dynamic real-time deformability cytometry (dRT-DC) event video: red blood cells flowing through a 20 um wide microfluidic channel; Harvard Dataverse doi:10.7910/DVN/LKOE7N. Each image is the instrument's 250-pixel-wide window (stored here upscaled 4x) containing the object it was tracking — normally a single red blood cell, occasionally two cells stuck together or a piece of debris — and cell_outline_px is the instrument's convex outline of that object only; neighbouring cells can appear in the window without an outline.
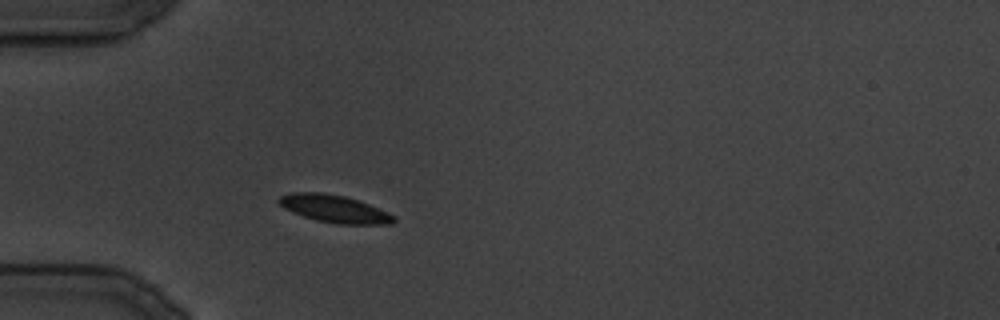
{"species": "common noctule bat (a hibernating species)", "species_latin": "Nyctalus noctula", "temperature_condition": "cold", "stored_images_in_passage": 14, "camera_frame_rate_fps": 3000, "um_per_image_px": 0.085, "animal": {"sex": "male", "body_mass_g": 19.5, "forearm_length_mm": 54.6}, "frame": {"image": 1, "passage_image": 5, "time_ms": 5.667, "image_size_px": [1000, 320], "cell_outline_px": [[396, 220], [392, 224], [336, 224], [316, 220], [292, 212], [284, 208], [276, 200], [280, 196], [292, 192], [324, 192], [344, 196], [368, 204], [388, 212], [396, 216]], "centroid_in_image_um": [28.42, 17.75], "position_along_channel_um": 56.6, "area_um2": 18.44}}
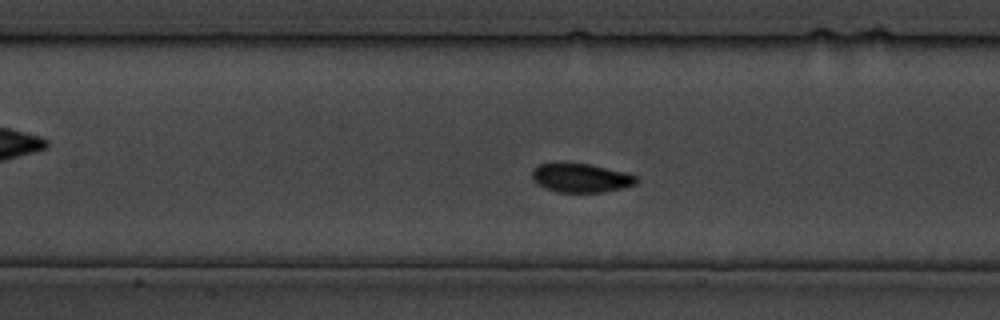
{"frame": {"image": 2, "passage_image": 11, "time_ms": 12.667, "image_size_px": [1000, 320], "cell_outline_px": [[640, 180], [636, 184], [620, 188], [600, 192], [560, 192], [544, 188], [532, 180], [532, 168], [536, 164], [556, 160], [568, 160], [592, 164], [628, 172], [636, 176]], "centroid_in_image_um": [49.31, 15.05], "position_along_channel_um": 158.1, "area_um2": 18.55}}
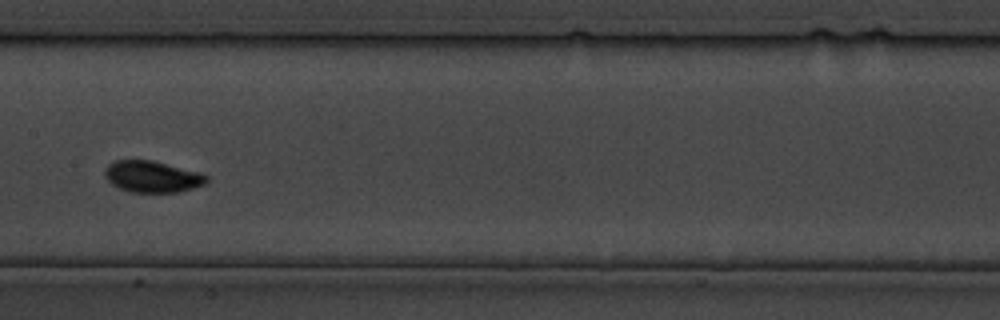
{"frame": {"image": 3, "passage_image": 13, "time_ms": 15.0, "image_size_px": [1000, 320], "cell_outline_px": [[208, 180], [204, 184], [192, 188], [176, 192], [132, 192], [120, 188], [112, 184], [104, 176], [104, 168], [112, 160], [152, 160], [200, 172], [208, 176]], "centroid_in_image_um": [12.91, 15.0], "position_along_channel_um": 194.5, "area_um2": 18.67}}